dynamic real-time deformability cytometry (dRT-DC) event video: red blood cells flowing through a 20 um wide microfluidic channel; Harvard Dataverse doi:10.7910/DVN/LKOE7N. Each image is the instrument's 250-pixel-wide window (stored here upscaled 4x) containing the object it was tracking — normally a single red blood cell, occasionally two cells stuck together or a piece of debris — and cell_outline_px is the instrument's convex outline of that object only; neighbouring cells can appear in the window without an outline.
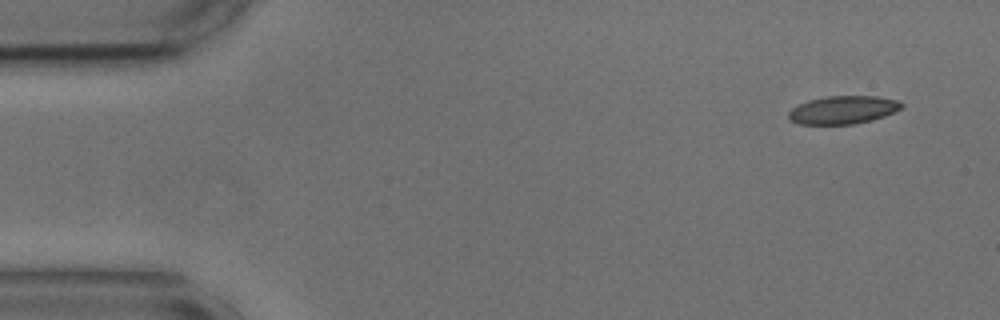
{"species": "common noctule bat (a hibernating species)", "species_latin": "Nyctalus noctula", "temperature_condition": "cold", "stored_images_in_passage": 52, "camera_frame_rate_fps": 3000, "um_per_image_px": 0.085, "animal": {"sex": "male", "body_mass_g": 17.9, "forearm_length_mm": 54.2}, "frame": {"image": 1, "passage_image": 1, "time_ms": 0.0, "image_size_px": [1000, 320], "cell_outline_px": [[904, 108], [884, 116], [872, 120], [856, 124], [800, 124], [792, 120], [788, 116], [788, 112], [792, 108], [808, 100], [828, 96], [876, 96], [900, 100], [904, 104]], "centroid_in_image_um": [71.72, 9.33], "position_along_channel_um": 13.3, "area_um2": 18.55}}
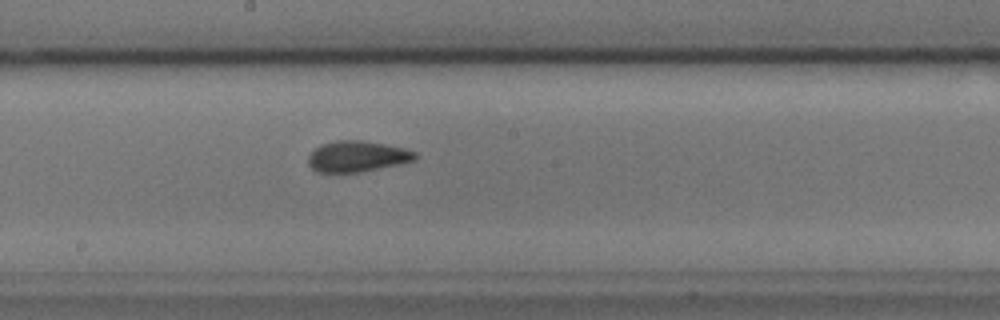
{"frame": {"image": 2, "passage_image": 26, "time_ms": 8.333, "image_size_px": [1000, 320], "cell_outline_px": [[420, 156], [416, 160], [400, 164], [360, 172], [316, 172], [308, 164], [308, 156], [320, 144], [336, 140], [360, 140], [384, 144], [404, 148], [416, 152]], "centroid_in_image_um": [30.38, 13.29], "position_along_channel_um": 217.8, "area_um2": 19.36}}
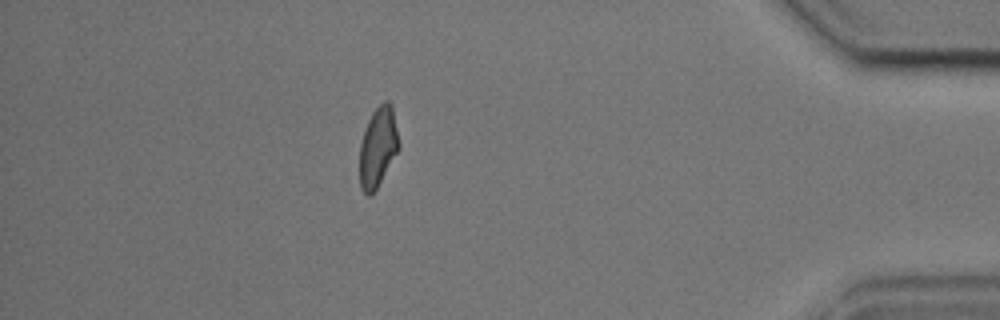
{"frame": {"image": 3, "passage_image": 45, "time_ms": 14.667, "image_size_px": [1000, 320], "cell_outline_px": [[400, 148], [376, 188], [368, 196], [360, 188], [360, 144], [368, 120], [372, 112], [384, 100], [388, 100], [392, 104], [400, 144]], "centroid_in_image_um": [32.14, 12.46], "position_along_channel_um": 403.1, "area_um2": 18.15}, "authors_computed_cell_mechanics": {"area_um2": 18.9873, "velocity_mm_per_s": 3.6532, "shape_relaxation_time_tau1_ms": 4.0854, "shape_relaxation_time_tau2_ms": 1.5673, "deformation_change_tau1": 0.1015, "deformation_change_tau2": 0.0596}}